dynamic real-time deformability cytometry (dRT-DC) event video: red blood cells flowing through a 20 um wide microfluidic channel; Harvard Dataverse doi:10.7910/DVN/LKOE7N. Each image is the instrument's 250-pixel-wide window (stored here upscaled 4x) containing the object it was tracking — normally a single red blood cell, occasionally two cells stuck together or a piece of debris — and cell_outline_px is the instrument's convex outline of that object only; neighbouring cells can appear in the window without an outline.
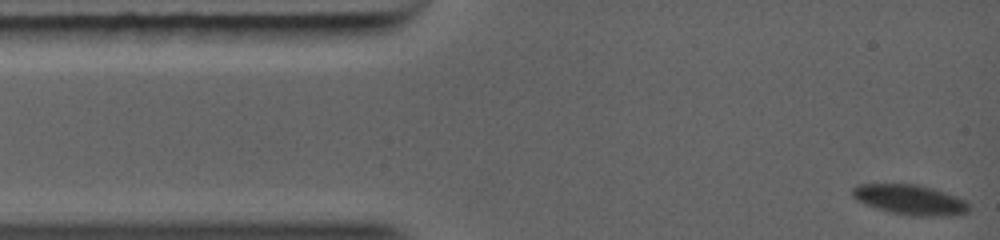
{"species": "common noctule bat (a hibernating species)", "species_latin": "Nyctalus noctula", "temperature_condition": "warm", "stored_images_in_passage": 47, "camera_frame_rate_fps": 5000, "um_per_image_px": 0.085, "animal": {"sex": "female", "body_mass_g": 19.0, "forearm_length_mm": 56.7}, "frame": {"image": 1, "passage_image": 1, "time_ms": 0.0, "image_size_px": [1000, 240], "cell_outline_px": [[968, 212], [952, 216], [912, 216], [888, 212], [876, 208], [856, 200], [852, 196], [852, 188], [860, 184], [916, 184], [932, 188], [956, 196], [964, 200], [968, 204]], "centroid_in_image_um": [77.34, 16.98], "position_along_channel_um": 7.7, "area_um2": 20.4}}
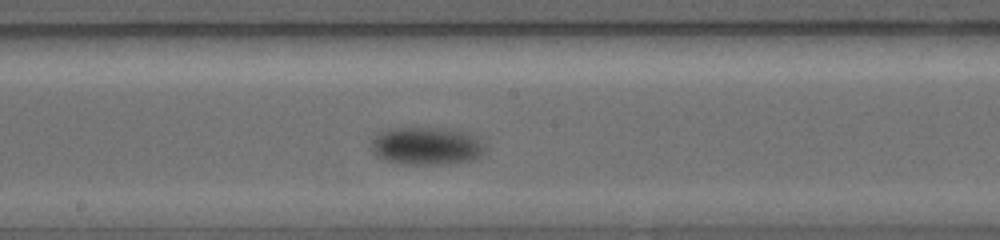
{"frame": {"image": 2, "passage_image": 25, "time_ms": 6.4, "image_size_px": [1000, 240], "cell_outline_px": [[488, 148], [480, 156], [472, 160], [448, 164], [400, 164], [380, 160], [376, 156], [372, 148], [372, 140], [380, 132], [388, 128], [440, 128], [460, 132], [472, 136]], "centroid_in_image_um": [36.2, 12.43], "position_along_channel_um": 212.0, "area_um2": 24.97}}
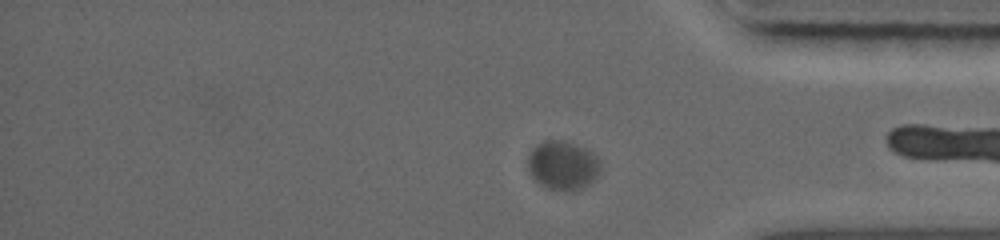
{"frame": {"image": 3, "passage_image": 41, "time_ms": 10.6, "image_size_px": [1000, 240], "cell_outline_px": [[600, 172], [584, 188], [548, 188], [540, 184], [532, 176], [528, 168], [528, 156], [532, 148], [536, 144], [544, 140], [564, 140], [576, 144], [592, 152], [596, 156], [600, 164]], "centroid_in_image_um": [47.82, 13.99], "position_along_channel_um": 387.4, "area_um2": 20.29}}